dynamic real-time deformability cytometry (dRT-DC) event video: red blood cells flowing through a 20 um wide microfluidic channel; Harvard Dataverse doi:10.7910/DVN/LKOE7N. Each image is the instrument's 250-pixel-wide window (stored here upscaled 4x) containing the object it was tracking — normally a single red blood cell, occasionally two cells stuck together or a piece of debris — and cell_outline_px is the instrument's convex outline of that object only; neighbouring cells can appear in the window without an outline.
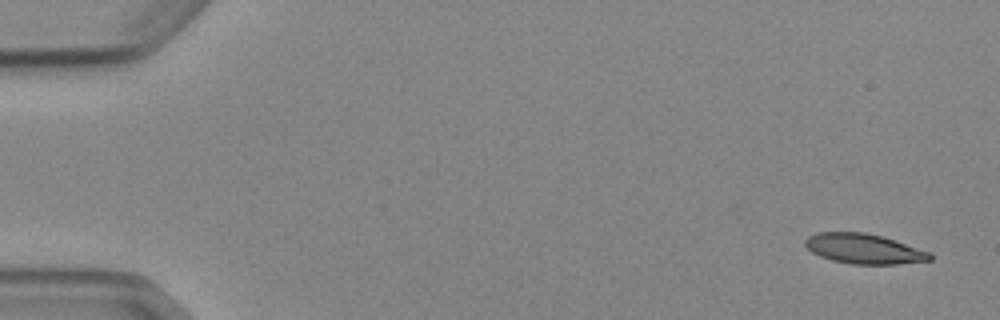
{"species": "Egyptian fruit bat (a non-hibernating species)", "species_latin": "Rousettus aegyptiacus", "temperature_condition": "cold", "stored_images_in_passage": 5, "camera_frame_rate_fps": 3000, "um_per_image_px": 0.085, "animal": {"sex": "female"}, "frame": {"image": 1, "passage_image": 1, "time_ms": 0.0, "image_size_px": [1000, 320], "cell_outline_px": [[932, 260], [896, 264], [852, 264], [832, 260], [820, 256], [812, 252], [804, 244], [804, 240], [808, 236], [816, 232], [864, 232], [880, 236], [932, 252]], "centroid_in_image_um": [73.42, 21.14], "position_along_channel_um": 11.6, "area_um2": 21.73}}
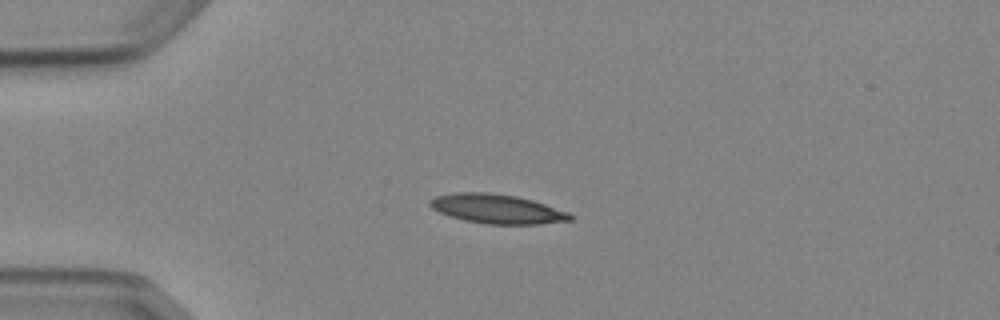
{"frame": {"image": 2, "passage_image": 4, "time_ms": 3.667, "image_size_px": [1000, 320], "cell_outline_px": [[572, 220], [540, 224], [484, 224], [464, 220], [440, 212], [432, 208], [428, 204], [428, 200], [436, 196], [452, 192], [488, 192], [516, 196], [532, 200], [572, 212]], "centroid_in_image_um": [42.26, 17.75], "position_along_channel_um": 42.7, "area_um2": 24.1}}